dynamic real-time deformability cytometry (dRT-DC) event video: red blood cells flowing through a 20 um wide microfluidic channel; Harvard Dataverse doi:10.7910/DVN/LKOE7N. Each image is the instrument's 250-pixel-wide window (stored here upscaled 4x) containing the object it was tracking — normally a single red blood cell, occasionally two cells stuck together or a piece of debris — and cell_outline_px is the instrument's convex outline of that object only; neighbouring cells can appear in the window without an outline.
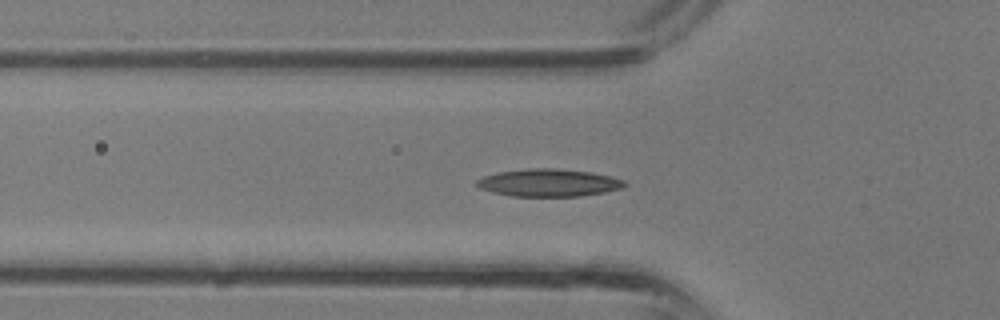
{"species": "common noctule bat (a hibernating species)", "species_latin": "Nyctalus noctula", "temperature_condition": "room temperature", "stored_images_in_passage": 37, "camera_frame_rate_fps": 3000, "um_per_image_px": 0.085, "animal": {"sex": "male", "body_mass_g": 13.3}, "frame": {"image": 1, "passage_image": 12, "time_ms": 3.667, "image_size_px": [1000, 320], "cell_outline_px": [[628, 184], [620, 188], [604, 192], [580, 196], [512, 196], [492, 192], [480, 188], [476, 184], [476, 180], [484, 176], [500, 172], [528, 168], [556, 168], [592, 172], [612, 176], [624, 180]], "centroid_in_image_um": [46.66, 15.53], "position_along_channel_um": 79.1, "area_um2": 23.7}}
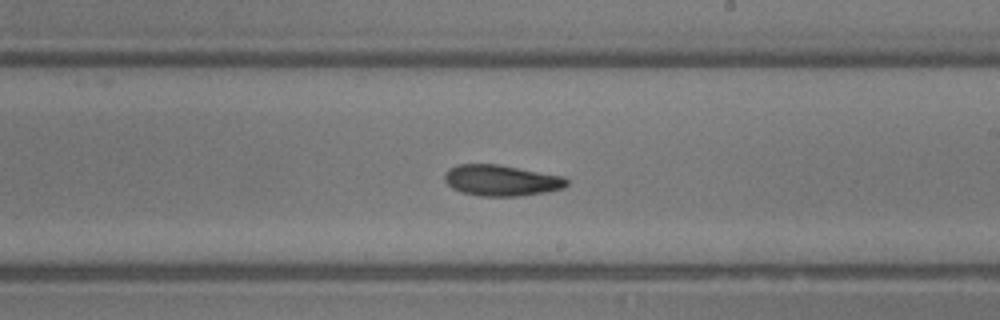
{"frame": {"image": 2, "passage_image": 21, "time_ms": 6.667, "image_size_px": [1000, 320], "cell_outline_px": [[568, 184], [564, 188], [544, 192], [520, 196], [480, 196], [460, 192], [452, 188], [444, 180], [444, 176], [448, 168], [460, 164], [496, 164], [564, 176], [568, 180]], "centroid_in_image_um": [42.6, 15.34], "position_along_channel_um": 246.4, "area_um2": 22.08}}
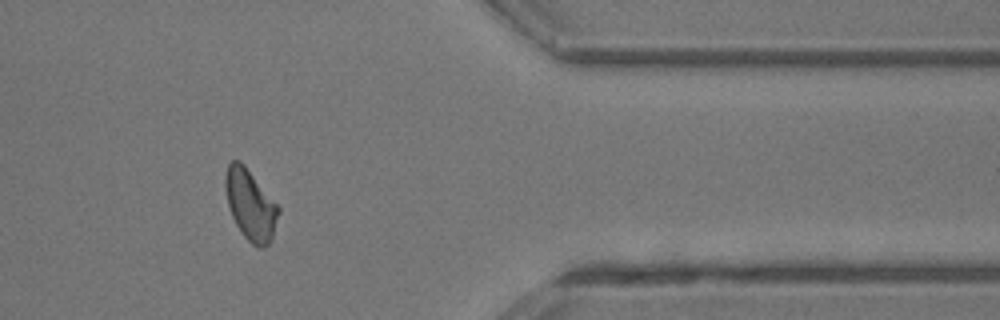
{"frame": {"image": 3, "passage_image": 30, "time_ms": 9.667, "image_size_px": [1000, 320], "cell_outline_px": [[280, 212], [272, 236], [268, 244], [264, 248], [256, 248], [244, 236], [236, 224], [232, 216], [228, 204], [224, 184], [224, 176], [228, 164], [232, 160], [240, 160], [244, 164], [280, 208]], "centroid_in_image_um": [21.28, 17.4], "position_along_channel_um": 390.1, "area_um2": 21.73}}